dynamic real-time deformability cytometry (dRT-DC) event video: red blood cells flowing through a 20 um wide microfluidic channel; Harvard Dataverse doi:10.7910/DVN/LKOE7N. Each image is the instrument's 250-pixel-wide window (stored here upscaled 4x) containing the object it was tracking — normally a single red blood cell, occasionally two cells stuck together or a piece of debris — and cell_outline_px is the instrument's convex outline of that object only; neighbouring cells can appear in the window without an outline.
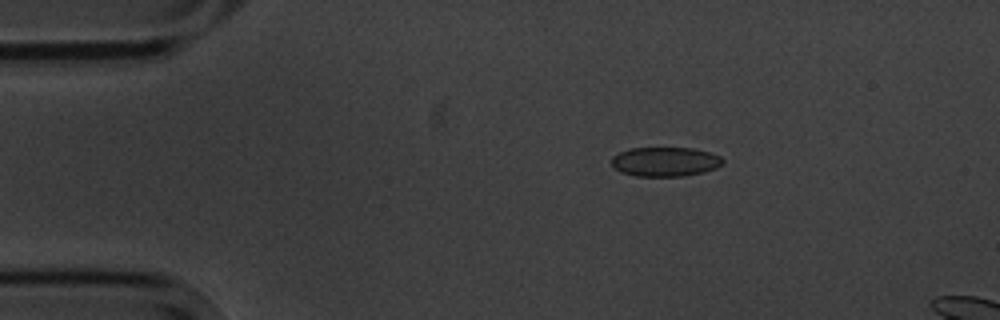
{"species": "common noctule bat (a hibernating species)", "species_latin": "Nyctalus noctula", "temperature_condition": "cold", "stored_images_in_passage": 3, "camera_frame_rate_fps": 3000, "um_per_image_px": 0.085, "animal": {"sex": "male", "body_mass_g": 20.1, "forearm_length_mm": 53.5}, "frame": {"image": 1, "passage_image": 1, "time_ms": 0.0, "image_size_px": [1000, 320], "cell_outline_px": [[724, 164], [716, 168], [704, 172], [684, 176], [636, 176], [620, 172], [612, 164], [612, 156], [628, 148], [692, 148], [708, 152], [720, 156], [724, 160]], "centroid_in_image_um": [56.55, 13.75], "position_along_channel_um": 28.4, "area_um2": 19.07}}